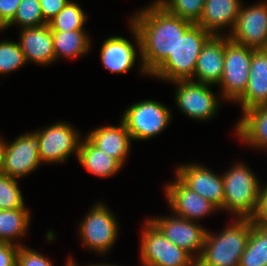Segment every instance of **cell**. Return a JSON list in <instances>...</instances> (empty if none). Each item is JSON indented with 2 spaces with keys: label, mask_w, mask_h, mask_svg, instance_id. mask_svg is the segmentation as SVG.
Returning a JSON list of instances; mask_svg holds the SVG:
<instances>
[{
  "label": "cell",
  "mask_w": 267,
  "mask_h": 266,
  "mask_svg": "<svg viewBox=\"0 0 267 266\" xmlns=\"http://www.w3.org/2000/svg\"><path fill=\"white\" fill-rule=\"evenodd\" d=\"M129 21L140 37V72L147 76L174 52L179 39L194 25L171 14L156 0Z\"/></svg>",
  "instance_id": "cell-1"
},
{
  "label": "cell",
  "mask_w": 267,
  "mask_h": 266,
  "mask_svg": "<svg viewBox=\"0 0 267 266\" xmlns=\"http://www.w3.org/2000/svg\"><path fill=\"white\" fill-rule=\"evenodd\" d=\"M252 224L251 218H237L218 235L208 230L196 266H239Z\"/></svg>",
  "instance_id": "cell-2"
},
{
  "label": "cell",
  "mask_w": 267,
  "mask_h": 266,
  "mask_svg": "<svg viewBox=\"0 0 267 266\" xmlns=\"http://www.w3.org/2000/svg\"><path fill=\"white\" fill-rule=\"evenodd\" d=\"M224 205L222 210L235 218H252L258 208L261 183L248 165L237 162L223 175Z\"/></svg>",
  "instance_id": "cell-3"
},
{
  "label": "cell",
  "mask_w": 267,
  "mask_h": 266,
  "mask_svg": "<svg viewBox=\"0 0 267 266\" xmlns=\"http://www.w3.org/2000/svg\"><path fill=\"white\" fill-rule=\"evenodd\" d=\"M211 36L209 31L194 24L179 39L174 52L150 75L169 82L192 79L201 49Z\"/></svg>",
  "instance_id": "cell-4"
},
{
  "label": "cell",
  "mask_w": 267,
  "mask_h": 266,
  "mask_svg": "<svg viewBox=\"0 0 267 266\" xmlns=\"http://www.w3.org/2000/svg\"><path fill=\"white\" fill-rule=\"evenodd\" d=\"M141 232L140 260L142 266H196V260L168 240L149 220Z\"/></svg>",
  "instance_id": "cell-5"
},
{
  "label": "cell",
  "mask_w": 267,
  "mask_h": 266,
  "mask_svg": "<svg viewBox=\"0 0 267 266\" xmlns=\"http://www.w3.org/2000/svg\"><path fill=\"white\" fill-rule=\"evenodd\" d=\"M117 218L102 202H97L78 227L82 245L90 251L104 255L116 243L119 234Z\"/></svg>",
  "instance_id": "cell-6"
},
{
  "label": "cell",
  "mask_w": 267,
  "mask_h": 266,
  "mask_svg": "<svg viewBox=\"0 0 267 266\" xmlns=\"http://www.w3.org/2000/svg\"><path fill=\"white\" fill-rule=\"evenodd\" d=\"M172 110L155 100H142L128 107L123 115L132 140H147L163 132L171 122Z\"/></svg>",
  "instance_id": "cell-7"
},
{
  "label": "cell",
  "mask_w": 267,
  "mask_h": 266,
  "mask_svg": "<svg viewBox=\"0 0 267 266\" xmlns=\"http://www.w3.org/2000/svg\"><path fill=\"white\" fill-rule=\"evenodd\" d=\"M252 48L237 44L225 33V61L221 81L222 98L234 103L248 86Z\"/></svg>",
  "instance_id": "cell-8"
},
{
  "label": "cell",
  "mask_w": 267,
  "mask_h": 266,
  "mask_svg": "<svg viewBox=\"0 0 267 266\" xmlns=\"http://www.w3.org/2000/svg\"><path fill=\"white\" fill-rule=\"evenodd\" d=\"M33 133L42 163H64L71 154L78 156L82 138L70 123L59 121Z\"/></svg>",
  "instance_id": "cell-9"
},
{
  "label": "cell",
  "mask_w": 267,
  "mask_h": 266,
  "mask_svg": "<svg viewBox=\"0 0 267 266\" xmlns=\"http://www.w3.org/2000/svg\"><path fill=\"white\" fill-rule=\"evenodd\" d=\"M175 101L178 109L193 120H210L218 111L219 99L210 89L212 85L194 80H178Z\"/></svg>",
  "instance_id": "cell-10"
},
{
  "label": "cell",
  "mask_w": 267,
  "mask_h": 266,
  "mask_svg": "<svg viewBox=\"0 0 267 266\" xmlns=\"http://www.w3.org/2000/svg\"><path fill=\"white\" fill-rule=\"evenodd\" d=\"M233 42L258 50L267 49V0L240 6L233 30L227 34Z\"/></svg>",
  "instance_id": "cell-11"
},
{
  "label": "cell",
  "mask_w": 267,
  "mask_h": 266,
  "mask_svg": "<svg viewBox=\"0 0 267 266\" xmlns=\"http://www.w3.org/2000/svg\"><path fill=\"white\" fill-rule=\"evenodd\" d=\"M41 164L38 142L33 132L20 134L10 143L5 141L1 173L18 180L31 174Z\"/></svg>",
  "instance_id": "cell-12"
},
{
  "label": "cell",
  "mask_w": 267,
  "mask_h": 266,
  "mask_svg": "<svg viewBox=\"0 0 267 266\" xmlns=\"http://www.w3.org/2000/svg\"><path fill=\"white\" fill-rule=\"evenodd\" d=\"M161 233L195 260L202 253L207 229L197 222L175 215L148 218Z\"/></svg>",
  "instance_id": "cell-13"
},
{
  "label": "cell",
  "mask_w": 267,
  "mask_h": 266,
  "mask_svg": "<svg viewBox=\"0 0 267 266\" xmlns=\"http://www.w3.org/2000/svg\"><path fill=\"white\" fill-rule=\"evenodd\" d=\"M174 182L165 185V195L173 215L196 221L210 215L218 208L206 198L194 192L177 175Z\"/></svg>",
  "instance_id": "cell-14"
},
{
  "label": "cell",
  "mask_w": 267,
  "mask_h": 266,
  "mask_svg": "<svg viewBox=\"0 0 267 266\" xmlns=\"http://www.w3.org/2000/svg\"><path fill=\"white\" fill-rule=\"evenodd\" d=\"M175 174L194 192L206 198L218 209L224 205L223 177L201 164H186L176 167Z\"/></svg>",
  "instance_id": "cell-15"
},
{
  "label": "cell",
  "mask_w": 267,
  "mask_h": 266,
  "mask_svg": "<svg viewBox=\"0 0 267 266\" xmlns=\"http://www.w3.org/2000/svg\"><path fill=\"white\" fill-rule=\"evenodd\" d=\"M133 38L136 41V47L127 38L122 36H111L104 40L100 58L103 66L112 73L123 74L133 69L136 59L140 56V37L136 28L131 24Z\"/></svg>",
  "instance_id": "cell-16"
},
{
  "label": "cell",
  "mask_w": 267,
  "mask_h": 266,
  "mask_svg": "<svg viewBox=\"0 0 267 266\" xmlns=\"http://www.w3.org/2000/svg\"><path fill=\"white\" fill-rule=\"evenodd\" d=\"M225 61V36L212 35L203 45L191 80L219 85Z\"/></svg>",
  "instance_id": "cell-17"
},
{
  "label": "cell",
  "mask_w": 267,
  "mask_h": 266,
  "mask_svg": "<svg viewBox=\"0 0 267 266\" xmlns=\"http://www.w3.org/2000/svg\"><path fill=\"white\" fill-rule=\"evenodd\" d=\"M86 138L99 150L115 158L122 166L125 164L132 139L122 119L117 126L105 125L93 129Z\"/></svg>",
  "instance_id": "cell-18"
},
{
  "label": "cell",
  "mask_w": 267,
  "mask_h": 266,
  "mask_svg": "<svg viewBox=\"0 0 267 266\" xmlns=\"http://www.w3.org/2000/svg\"><path fill=\"white\" fill-rule=\"evenodd\" d=\"M19 44L27 63L50 65L55 62L52 30L48 24L20 29Z\"/></svg>",
  "instance_id": "cell-19"
},
{
  "label": "cell",
  "mask_w": 267,
  "mask_h": 266,
  "mask_svg": "<svg viewBox=\"0 0 267 266\" xmlns=\"http://www.w3.org/2000/svg\"><path fill=\"white\" fill-rule=\"evenodd\" d=\"M236 102L242 111L267 105V49H252L248 86Z\"/></svg>",
  "instance_id": "cell-20"
},
{
  "label": "cell",
  "mask_w": 267,
  "mask_h": 266,
  "mask_svg": "<svg viewBox=\"0 0 267 266\" xmlns=\"http://www.w3.org/2000/svg\"><path fill=\"white\" fill-rule=\"evenodd\" d=\"M241 4V0H206L197 25L212 35H225L222 29L233 30Z\"/></svg>",
  "instance_id": "cell-21"
},
{
  "label": "cell",
  "mask_w": 267,
  "mask_h": 266,
  "mask_svg": "<svg viewBox=\"0 0 267 266\" xmlns=\"http://www.w3.org/2000/svg\"><path fill=\"white\" fill-rule=\"evenodd\" d=\"M235 125L236 136L253 148L267 150V105L256 106L242 112Z\"/></svg>",
  "instance_id": "cell-22"
},
{
  "label": "cell",
  "mask_w": 267,
  "mask_h": 266,
  "mask_svg": "<svg viewBox=\"0 0 267 266\" xmlns=\"http://www.w3.org/2000/svg\"><path fill=\"white\" fill-rule=\"evenodd\" d=\"M77 159L89 173L102 178L113 176L123 167L115 158L99 150L86 137L81 139Z\"/></svg>",
  "instance_id": "cell-23"
},
{
  "label": "cell",
  "mask_w": 267,
  "mask_h": 266,
  "mask_svg": "<svg viewBox=\"0 0 267 266\" xmlns=\"http://www.w3.org/2000/svg\"><path fill=\"white\" fill-rule=\"evenodd\" d=\"M55 61L60 57L75 59L88 53L91 41L85 29L52 31Z\"/></svg>",
  "instance_id": "cell-24"
},
{
  "label": "cell",
  "mask_w": 267,
  "mask_h": 266,
  "mask_svg": "<svg viewBox=\"0 0 267 266\" xmlns=\"http://www.w3.org/2000/svg\"><path fill=\"white\" fill-rule=\"evenodd\" d=\"M30 217L28 208L0 210V242L23 246L15 239L25 236L29 228Z\"/></svg>",
  "instance_id": "cell-25"
},
{
  "label": "cell",
  "mask_w": 267,
  "mask_h": 266,
  "mask_svg": "<svg viewBox=\"0 0 267 266\" xmlns=\"http://www.w3.org/2000/svg\"><path fill=\"white\" fill-rule=\"evenodd\" d=\"M239 266H267V227L252 224Z\"/></svg>",
  "instance_id": "cell-26"
},
{
  "label": "cell",
  "mask_w": 267,
  "mask_h": 266,
  "mask_svg": "<svg viewBox=\"0 0 267 266\" xmlns=\"http://www.w3.org/2000/svg\"><path fill=\"white\" fill-rule=\"evenodd\" d=\"M87 15L81 5L71 0L66 6L47 24L52 31H72L84 29Z\"/></svg>",
  "instance_id": "cell-27"
},
{
  "label": "cell",
  "mask_w": 267,
  "mask_h": 266,
  "mask_svg": "<svg viewBox=\"0 0 267 266\" xmlns=\"http://www.w3.org/2000/svg\"><path fill=\"white\" fill-rule=\"evenodd\" d=\"M22 28L39 27L47 24L44 21L39 0H22L14 18L2 29L6 30L12 25Z\"/></svg>",
  "instance_id": "cell-28"
},
{
  "label": "cell",
  "mask_w": 267,
  "mask_h": 266,
  "mask_svg": "<svg viewBox=\"0 0 267 266\" xmlns=\"http://www.w3.org/2000/svg\"><path fill=\"white\" fill-rule=\"evenodd\" d=\"M171 14L197 24L206 0H156Z\"/></svg>",
  "instance_id": "cell-29"
},
{
  "label": "cell",
  "mask_w": 267,
  "mask_h": 266,
  "mask_svg": "<svg viewBox=\"0 0 267 266\" xmlns=\"http://www.w3.org/2000/svg\"><path fill=\"white\" fill-rule=\"evenodd\" d=\"M27 62L19 42L0 41V74L14 72Z\"/></svg>",
  "instance_id": "cell-30"
},
{
  "label": "cell",
  "mask_w": 267,
  "mask_h": 266,
  "mask_svg": "<svg viewBox=\"0 0 267 266\" xmlns=\"http://www.w3.org/2000/svg\"><path fill=\"white\" fill-rule=\"evenodd\" d=\"M27 208L17 179L0 172V210Z\"/></svg>",
  "instance_id": "cell-31"
},
{
  "label": "cell",
  "mask_w": 267,
  "mask_h": 266,
  "mask_svg": "<svg viewBox=\"0 0 267 266\" xmlns=\"http://www.w3.org/2000/svg\"><path fill=\"white\" fill-rule=\"evenodd\" d=\"M65 266H70L71 258L69 257ZM17 266H54L51 260L41 253L27 246H19L17 254Z\"/></svg>",
  "instance_id": "cell-32"
},
{
  "label": "cell",
  "mask_w": 267,
  "mask_h": 266,
  "mask_svg": "<svg viewBox=\"0 0 267 266\" xmlns=\"http://www.w3.org/2000/svg\"><path fill=\"white\" fill-rule=\"evenodd\" d=\"M44 21H51L70 0H39Z\"/></svg>",
  "instance_id": "cell-33"
},
{
  "label": "cell",
  "mask_w": 267,
  "mask_h": 266,
  "mask_svg": "<svg viewBox=\"0 0 267 266\" xmlns=\"http://www.w3.org/2000/svg\"><path fill=\"white\" fill-rule=\"evenodd\" d=\"M22 0H0V30L14 18Z\"/></svg>",
  "instance_id": "cell-34"
},
{
  "label": "cell",
  "mask_w": 267,
  "mask_h": 266,
  "mask_svg": "<svg viewBox=\"0 0 267 266\" xmlns=\"http://www.w3.org/2000/svg\"><path fill=\"white\" fill-rule=\"evenodd\" d=\"M251 219L254 224L267 227V185L261 186L258 208Z\"/></svg>",
  "instance_id": "cell-35"
},
{
  "label": "cell",
  "mask_w": 267,
  "mask_h": 266,
  "mask_svg": "<svg viewBox=\"0 0 267 266\" xmlns=\"http://www.w3.org/2000/svg\"><path fill=\"white\" fill-rule=\"evenodd\" d=\"M19 246L0 242V266H17Z\"/></svg>",
  "instance_id": "cell-36"
},
{
  "label": "cell",
  "mask_w": 267,
  "mask_h": 266,
  "mask_svg": "<svg viewBox=\"0 0 267 266\" xmlns=\"http://www.w3.org/2000/svg\"><path fill=\"white\" fill-rule=\"evenodd\" d=\"M70 266H78L76 261H74V258H72V257H71ZM86 266H119V265H116V264L114 265V264H111V263L110 264H107V263H105V264L104 263H101V264L100 263H96V264H92V265L89 264V265H86Z\"/></svg>",
  "instance_id": "cell-37"
},
{
  "label": "cell",
  "mask_w": 267,
  "mask_h": 266,
  "mask_svg": "<svg viewBox=\"0 0 267 266\" xmlns=\"http://www.w3.org/2000/svg\"><path fill=\"white\" fill-rule=\"evenodd\" d=\"M5 141L0 137V172H1V163H2V154L4 148Z\"/></svg>",
  "instance_id": "cell-38"
}]
</instances>
